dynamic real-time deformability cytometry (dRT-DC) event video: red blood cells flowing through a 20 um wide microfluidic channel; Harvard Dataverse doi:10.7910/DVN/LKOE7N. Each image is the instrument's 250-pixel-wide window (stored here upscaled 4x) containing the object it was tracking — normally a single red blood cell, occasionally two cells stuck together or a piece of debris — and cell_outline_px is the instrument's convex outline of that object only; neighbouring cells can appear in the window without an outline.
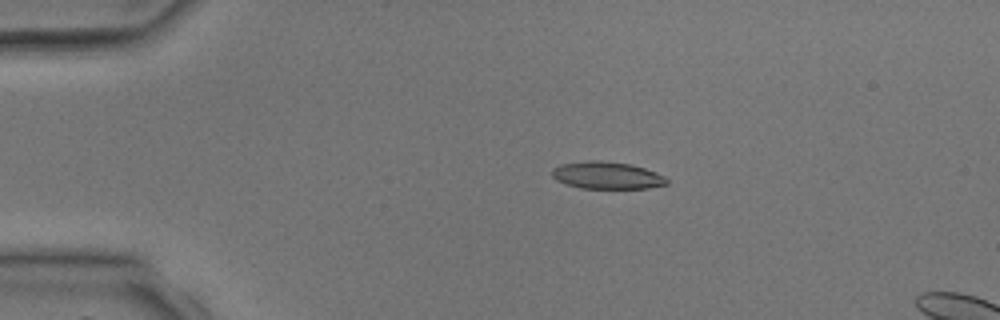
{"species": "common noctule bat (a hibernating species)", "species_latin": "Nyctalus noctula", "temperature_condition": "room temperature", "stored_images_in_passage": 5, "camera_frame_rate_fps": 3000, "um_per_image_px": 0.085, "animal": {"sex": "male", "body_mass_g": 17.9, "forearm_length_mm": 54.2}, "frame": {"image": 1, "passage_image": 3, "time_ms": 2.667, "image_size_px": [1000, 320], "cell_outline_px": [[668, 184], [648, 188], [580, 188], [556, 180], [552, 176], [552, 168], [560, 164], [588, 160], [600, 160], [632, 164], [656, 172], [664, 176], [668, 180]], "centroid_in_image_um": [51.59, 14.89], "position_along_channel_um": 33.4, "area_um2": 18.26}}